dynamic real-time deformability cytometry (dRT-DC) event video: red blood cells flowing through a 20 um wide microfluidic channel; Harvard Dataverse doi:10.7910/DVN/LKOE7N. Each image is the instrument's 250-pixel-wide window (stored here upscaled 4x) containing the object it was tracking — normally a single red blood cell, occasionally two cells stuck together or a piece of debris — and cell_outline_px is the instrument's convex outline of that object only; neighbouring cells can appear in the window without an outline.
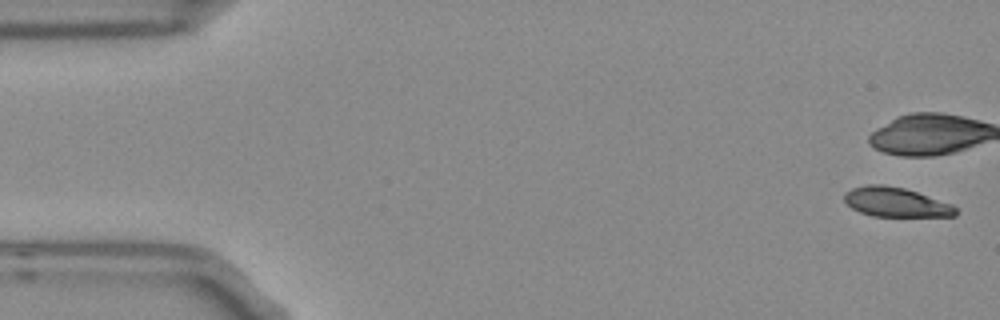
{"species": "Egyptian fruit bat (a non-hibernating species)", "species_latin": "Rousettus aegyptiacus", "temperature_condition": "room temperature", "stored_images_in_passage": 5, "camera_frame_rate_fps": 3000, "um_per_image_px": 0.085, "frame": {"image": 1, "passage_image": 1, "time_ms": 0.0, "image_size_px": [1000, 320], "cell_outline_px": [[956, 216], [872, 216], [860, 212], [852, 208], [844, 200], [844, 192], [852, 188], [868, 184], [884, 184], [904, 188], [952, 204], [956, 208]], "centroid_in_image_um": [76.11, 17.18], "position_along_channel_um": 8.9, "area_um2": 19.02}}